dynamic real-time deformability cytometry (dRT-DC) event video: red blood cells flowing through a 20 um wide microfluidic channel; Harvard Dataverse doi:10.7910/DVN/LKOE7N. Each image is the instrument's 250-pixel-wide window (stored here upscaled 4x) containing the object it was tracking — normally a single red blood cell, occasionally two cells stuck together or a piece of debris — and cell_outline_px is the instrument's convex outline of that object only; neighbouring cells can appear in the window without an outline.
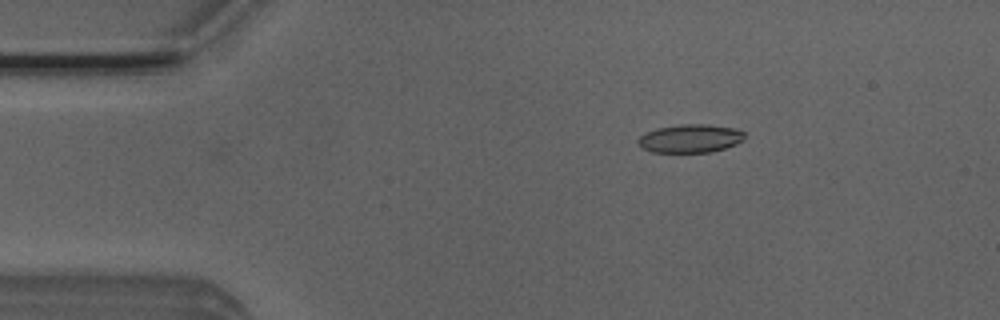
{"species": "Egyptian fruit bat (a non-hibernating species)", "species_latin": "Rousettus aegyptiacus", "temperature_condition": "room temperature", "stored_images_in_passage": 8, "camera_frame_rate_fps": 3000, "um_per_image_px": 0.085, "animal": {"sex": "male"}, "frame": {"image": 1, "passage_image": 2, "time_ms": 0.333, "image_size_px": [1000, 320], "cell_outline_px": [[744, 140], [736, 144], [712, 152], [652, 152], [640, 148], [636, 140], [644, 132], [656, 128], [680, 124], [708, 124], [736, 128], [744, 132]], "centroid_in_image_um": [58.64, 11.76], "position_along_channel_um": 26.4, "area_um2": 17.86}}
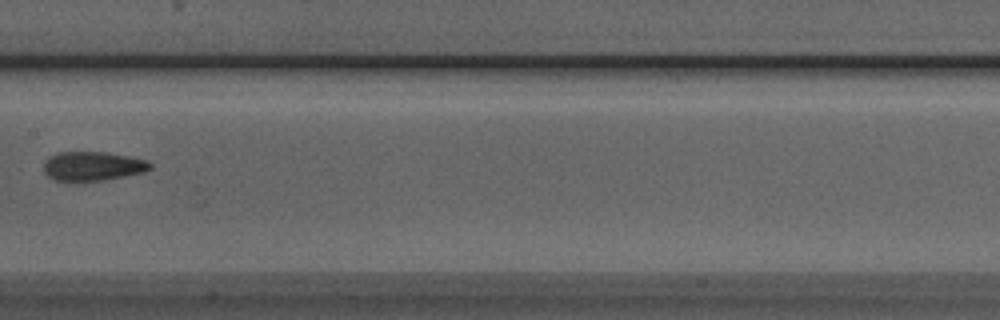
{"frame": {"image": 2, "passage_image": 7, "time_ms": 2.0, "image_size_px": [1000, 320], "cell_outline_px": [[152, 168], [144, 172], [104, 180], [52, 180], [44, 172], [44, 160], [48, 156], [60, 152], [108, 152], [148, 160], [152, 164]], "centroid_in_image_um": [7.88, 14.1], "position_along_channel_um": 199.5, "area_um2": 18.09}}
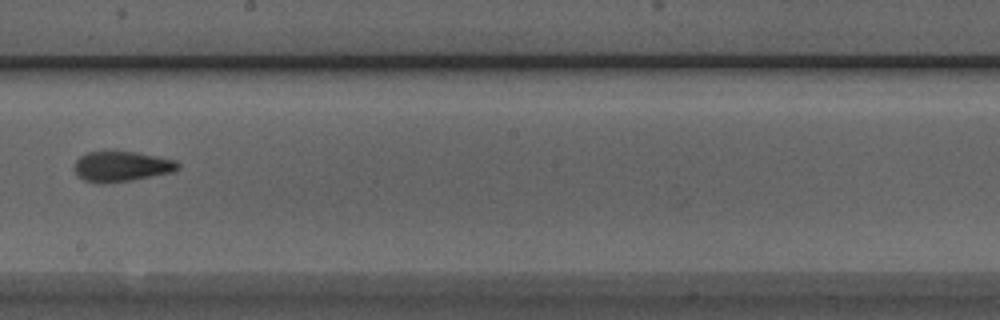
{"frame": {"image": 3, "passage_image": 8, "time_ms": 2.333, "image_size_px": [1000, 320], "cell_outline_px": [[180, 168], [172, 172], [132, 180], [104, 184], [96, 184], [84, 180], [76, 176], [72, 168], [76, 160], [80, 156], [88, 152], [104, 148], [116, 148], [176, 160], [180, 164]], "centroid_in_image_um": [10.25, 14.1], "position_along_channel_um": 238.0, "area_um2": 19.36}}